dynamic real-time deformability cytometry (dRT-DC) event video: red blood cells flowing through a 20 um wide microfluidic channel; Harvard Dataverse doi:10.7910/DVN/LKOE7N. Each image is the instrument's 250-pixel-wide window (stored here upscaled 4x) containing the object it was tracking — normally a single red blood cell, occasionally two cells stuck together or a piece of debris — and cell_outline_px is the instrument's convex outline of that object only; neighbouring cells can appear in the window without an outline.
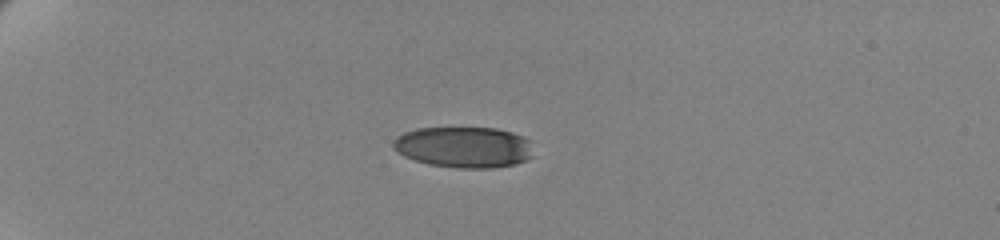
{"species": "human", "species_latin": "Homo sapiens", "temperature_condition": "cold", "stored_images_in_passage": 44, "camera_frame_rate_fps": 3000, "um_per_image_px": 0.085, "donor": {"sex": "female"}, "frame": {"image": 1, "passage_image": 1, "time_ms": 0.0, "image_size_px": [1000, 240], "cell_outline_px": [[532, 156], [528, 160], [516, 164], [492, 168], [456, 168], [428, 164], [404, 156], [392, 148], [392, 140], [396, 136], [404, 132], [416, 128], [496, 128], [512, 132], [524, 136], [532, 140]], "centroid_in_image_um": [39.45, 12.5], "position_along_channel_um": 45.6, "area_um2": 33.99}}
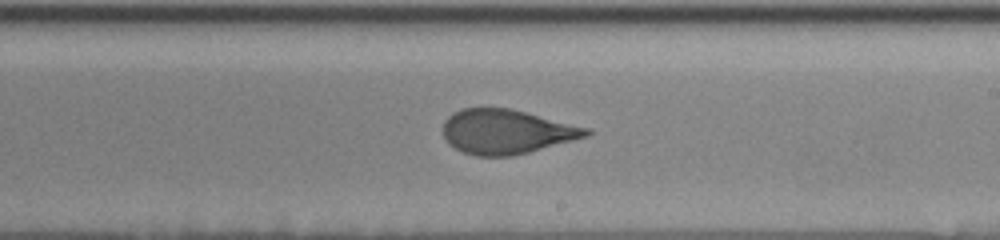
{"frame": {"image": 2, "passage_image": 23, "time_ms": 7.333, "image_size_px": [1000, 240], "cell_outline_px": [[592, 132], [588, 136], [528, 152], [512, 156], [476, 156], [464, 152], [448, 144], [444, 140], [444, 120], [448, 116], [464, 108], [508, 108], [592, 128]], "centroid_in_image_um": [43.06, 11.19], "position_along_channel_um": 245.9, "area_um2": 36.93}}
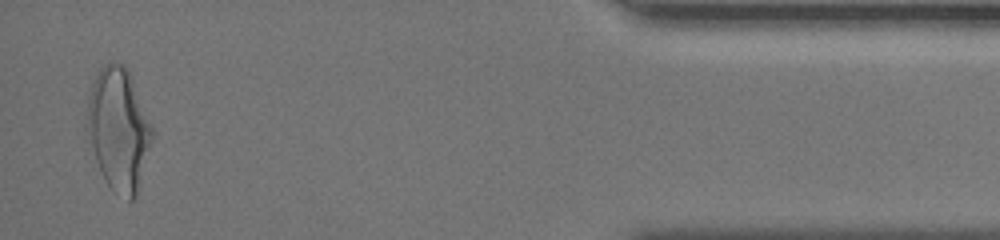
{"frame": {"image": 3, "passage_image": 43, "time_ms": 14.0, "image_size_px": [1000, 240], "cell_outline_px": [[152, 136], [136, 196], [132, 200], [128, 200], [112, 192], [104, 180], [96, 160], [84, 128], [84, 124], [88, 100], [92, 84], [96, 76], [104, 64], [112, 60], [124, 64], [128, 68], [132, 76], [152, 124]], "centroid_in_image_um": [10.05, 10.95], "position_along_channel_um": 425.1, "area_um2": 46.76}, "authors_computed_cell_mechanics": {"area_um2": 38.1769, "velocity_mm_per_s": 3.4562, "shape_relaxation_time_tau1_ms": 6.7722, "shape_relaxation_time_tau2_ms": 0.8372, "deformation_change_tau1": 0.1994, "deformation_change_tau2": 0.0727}}